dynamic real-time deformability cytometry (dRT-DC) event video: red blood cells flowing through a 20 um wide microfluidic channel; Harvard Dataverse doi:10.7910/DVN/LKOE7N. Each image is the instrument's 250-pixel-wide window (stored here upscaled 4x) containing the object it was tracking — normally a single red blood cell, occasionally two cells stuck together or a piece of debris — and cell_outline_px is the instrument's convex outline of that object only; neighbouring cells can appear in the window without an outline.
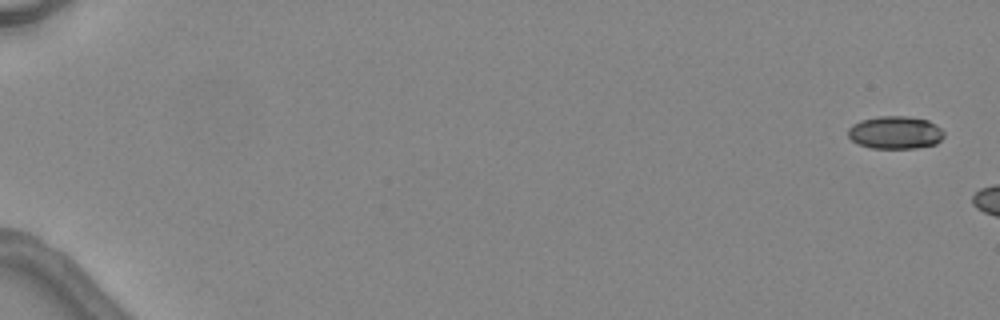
{"species": "common noctule bat (a hibernating species)", "species_latin": "Nyctalus noctula", "temperature_condition": "warm", "stored_images_in_passage": 9, "camera_frame_rate_fps": 3000, "um_per_image_px": 0.085, "animal": {"sex": "female", "body_mass_g": 24.6, "forearm_length_mm": 56.2}, "frame": {"image": 1, "passage_image": 1, "time_ms": 0.0, "image_size_px": [1000, 320], "cell_outline_px": [[944, 136], [936, 144], [916, 148], [872, 148], [860, 144], [852, 140], [848, 136], [848, 128], [852, 124], [860, 120], [876, 116], [908, 116], [928, 120], [936, 124], [944, 132]], "centroid_in_image_um": [76.1, 11.25], "position_along_channel_um": 8.9, "area_um2": 18.44}}
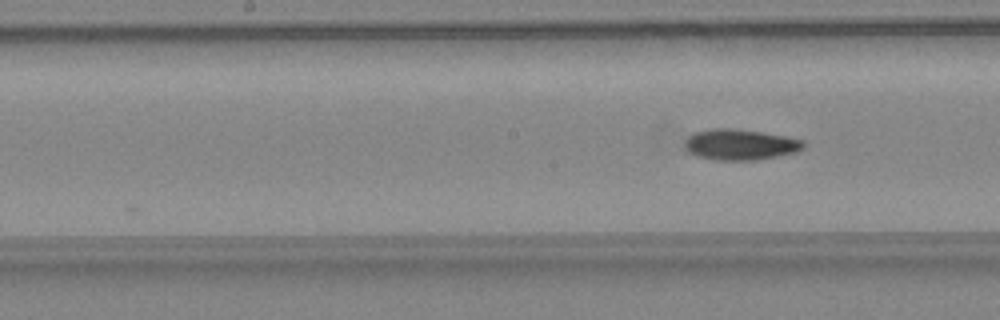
{"frame": {"image": 2, "passage_image": 9, "time_ms": 10.333, "image_size_px": [1000, 320], "cell_outline_px": [[804, 148], [796, 152], [756, 160], [712, 160], [696, 156], [688, 152], [684, 148], [684, 140], [688, 136], [696, 132], [712, 128], [732, 128], [760, 132], [784, 136], [804, 140]], "centroid_in_image_um": [62.87, 12.29], "position_along_channel_um": 185.3, "area_um2": 21.39}}